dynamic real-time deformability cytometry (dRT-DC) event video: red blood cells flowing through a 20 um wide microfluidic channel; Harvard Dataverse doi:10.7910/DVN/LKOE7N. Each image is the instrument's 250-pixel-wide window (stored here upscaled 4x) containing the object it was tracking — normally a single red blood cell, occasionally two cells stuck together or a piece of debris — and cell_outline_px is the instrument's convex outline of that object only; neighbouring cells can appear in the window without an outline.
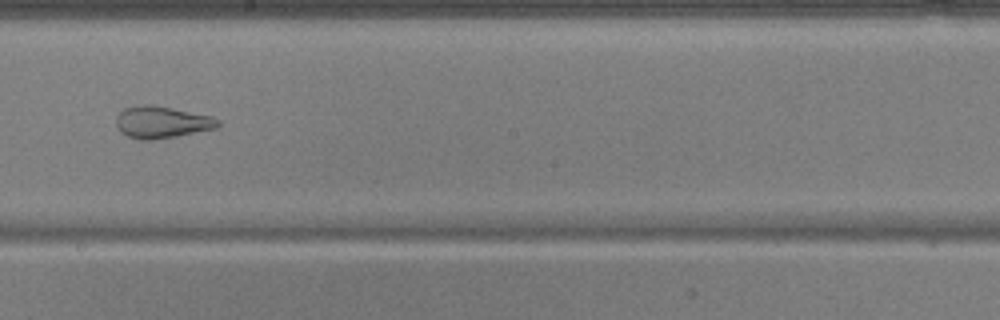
{"species": "common noctule bat (a hibernating species)", "species_latin": "Nyctalus noctula", "temperature_condition": "warm", "stored_images_in_passage": 54, "camera_frame_rate_fps": 3000, "um_per_image_px": 0.085, "animal": {"sex": "male", "body_mass_g": 17.9, "forearm_length_mm": 54.2}, "frame": {"image": 1, "passage_image": 31, "time_ms": 10.0, "image_size_px": [1000, 320], "cell_outline_px": [[220, 124], [216, 128], [176, 136], [152, 140], [140, 140], [128, 136], [120, 132], [116, 124], [116, 116], [124, 108], [140, 104], [148, 104], [172, 108], [212, 116], [220, 120]], "centroid_in_image_um": [13.73, 10.38], "position_along_channel_um": 234.5, "area_um2": 18.96}}
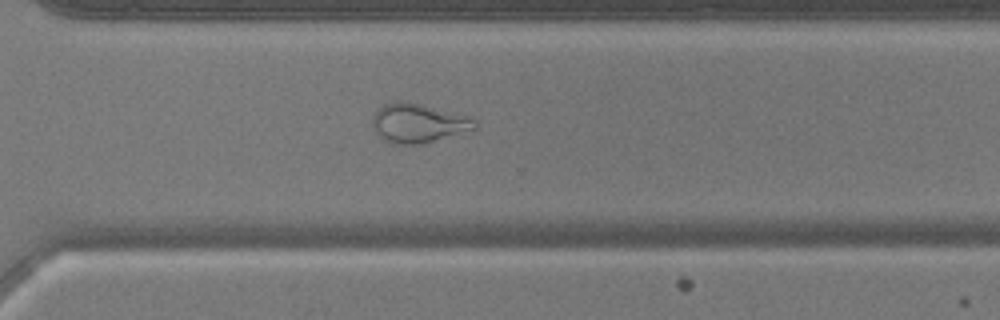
{"frame": {"image": 2, "passage_image": 39, "time_ms": 12.667, "image_size_px": [1000, 320], "cell_outline_px": [[480, 128], [420, 144], [400, 144], [388, 140], [380, 136], [376, 132], [372, 124], [372, 116], [376, 108], [384, 104], [416, 104], [452, 112], [468, 116], [476, 120]], "centroid_in_image_um": [35.59, 10.49], "position_along_channel_um": 335.0, "area_um2": 22.54}}
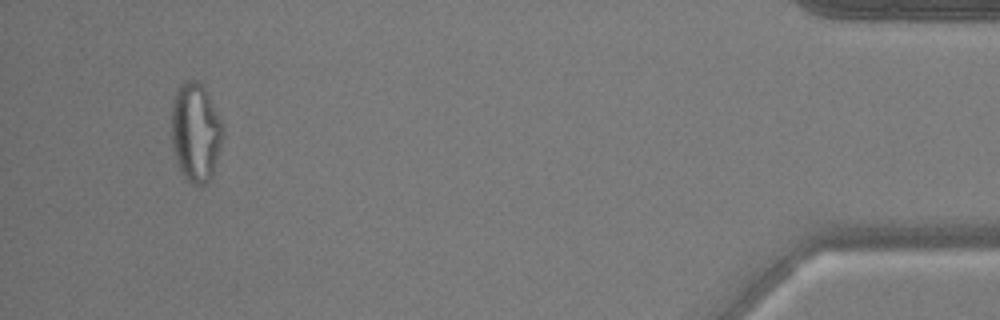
{"frame": {"image": 3, "passage_image": 51, "time_ms": 16.667, "image_size_px": [1000, 320], "cell_outline_px": [[224, 132], [220, 148], [212, 176], [208, 184], [200, 188], [192, 184], [180, 172], [176, 160], [172, 144], [172, 104], [176, 88], [180, 84], [188, 80], [196, 80], [204, 88], [224, 124]], "centroid_in_image_um": [16.64, 11.28], "position_along_channel_um": 418.6, "area_um2": 29.94}, "authors_computed_cell_mechanics": {"area_um2": 27.5706, "velocity_mm_per_s": 3.7786, "shape_relaxation_time_tau1_ms": null, "shape_relaxation_time_tau2_ms": 1.1973, "deformation_change_tau1": null, "deformation_change_tau2": 0.0808}}